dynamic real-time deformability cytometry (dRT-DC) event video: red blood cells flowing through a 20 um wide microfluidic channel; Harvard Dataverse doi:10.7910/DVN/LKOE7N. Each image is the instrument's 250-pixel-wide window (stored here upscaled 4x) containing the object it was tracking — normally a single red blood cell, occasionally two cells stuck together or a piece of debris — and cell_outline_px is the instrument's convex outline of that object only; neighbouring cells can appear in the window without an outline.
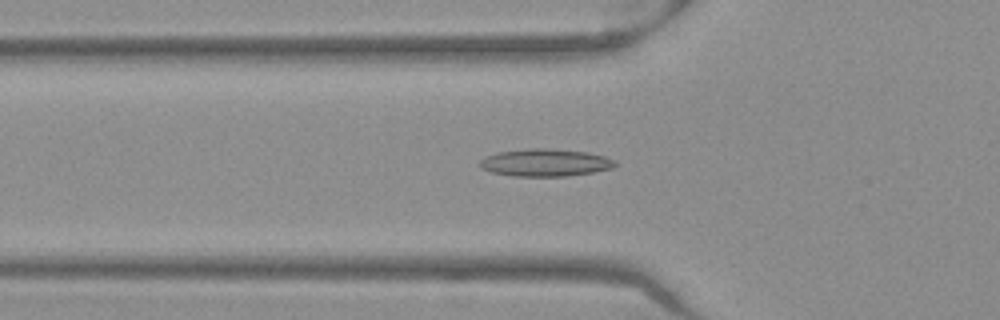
{"species": "Egyptian fruit bat (a non-hibernating species)", "species_latin": "Rousettus aegyptiacus", "temperature_condition": "warm", "stored_images_in_passage": 52, "camera_frame_rate_fps": 3000, "um_per_image_px": 0.085, "frame": {"image": 1, "passage_image": 18, "time_ms": 5.667, "image_size_px": [1000, 320], "cell_outline_px": [[616, 164], [612, 168], [592, 172], [568, 176], [512, 176], [492, 172], [480, 168], [480, 160], [484, 156], [496, 152], [528, 148], [552, 148], [588, 152], [604, 156], [616, 160]], "centroid_in_image_um": [46.32, 13.81], "position_along_channel_um": 79.5, "area_um2": 21.85}}
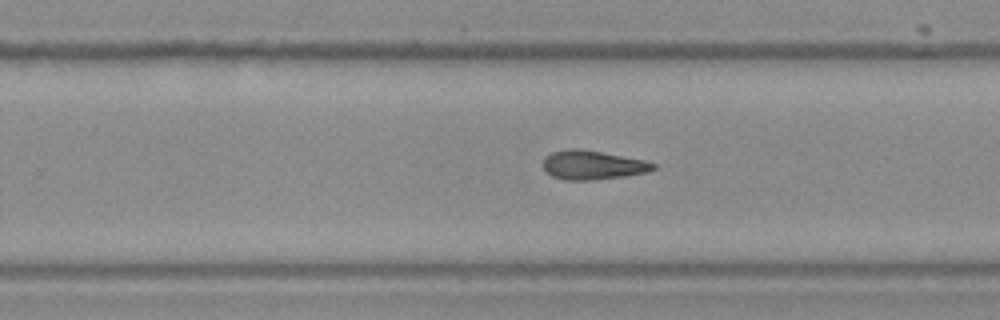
{"frame": {"image": 2, "passage_image": 33, "time_ms": 10.667, "image_size_px": [1000, 320], "cell_outline_px": [[656, 168], [648, 172], [624, 176], [596, 180], [568, 180], [552, 176], [544, 168], [544, 156], [552, 152], [568, 148], [580, 148], [644, 160], [656, 164]], "centroid_in_image_um": [50.38, 14.02], "position_along_channel_um": 279.4, "area_um2": 18.61}}
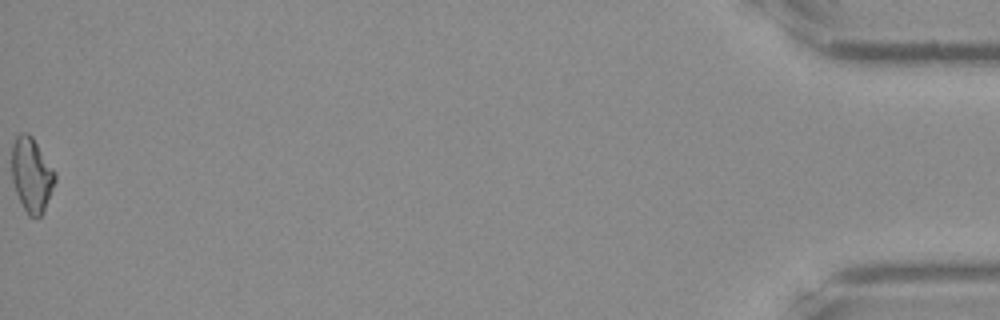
{"frame": {"image": 3, "passage_image": 52, "time_ms": 17.0, "image_size_px": [1000, 320], "cell_outline_px": [[56, 180], [44, 212], [40, 216], [28, 216], [16, 192], [12, 180], [12, 144], [16, 136], [20, 132], [28, 132], [32, 136], [56, 172]], "centroid_in_image_um": [2.69, 14.83], "position_along_channel_um": 432.5, "area_um2": 18.84}, "authors_computed_cell_mechanics": {"area_um2": 18.9584, "velocity_mm_per_s": 3.9788, "shape_relaxation_time_tau1_ms": null, "shape_relaxation_time_tau2_ms": 5.3021, "deformation_change_tau1": null, "deformation_change_tau2": 0.1437}}